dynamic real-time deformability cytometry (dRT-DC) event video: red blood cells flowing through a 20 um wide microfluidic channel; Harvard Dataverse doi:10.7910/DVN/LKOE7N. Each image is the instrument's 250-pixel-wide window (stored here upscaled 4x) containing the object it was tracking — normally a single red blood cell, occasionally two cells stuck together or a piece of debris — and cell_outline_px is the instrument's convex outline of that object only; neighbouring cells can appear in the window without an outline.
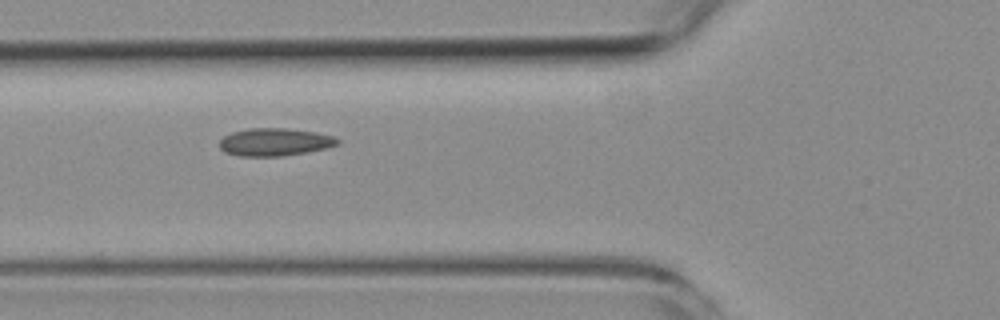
{"species": "common noctule bat (a hibernating species)", "species_latin": "Nyctalus noctula", "temperature_condition": "room temperature", "stored_images_in_passage": 5, "camera_frame_rate_fps": 3000, "um_per_image_px": 0.085, "animal": {"sex": "female", "body_mass_g": 19.3, "forearm_length_mm": 54.1}, "frame": {"image": 1, "passage_image": 4, "time_ms": 3.667, "image_size_px": [1000, 320], "cell_outline_px": [[340, 144], [308, 152], [284, 156], [240, 156], [224, 152], [220, 148], [220, 140], [224, 136], [232, 132], [248, 128], [288, 128], [316, 132], [332, 136], [340, 140]], "centroid_in_image_um": [23.35, 12.07], "position_along_channel_um": 102.4, "area_um2": 19.13}}
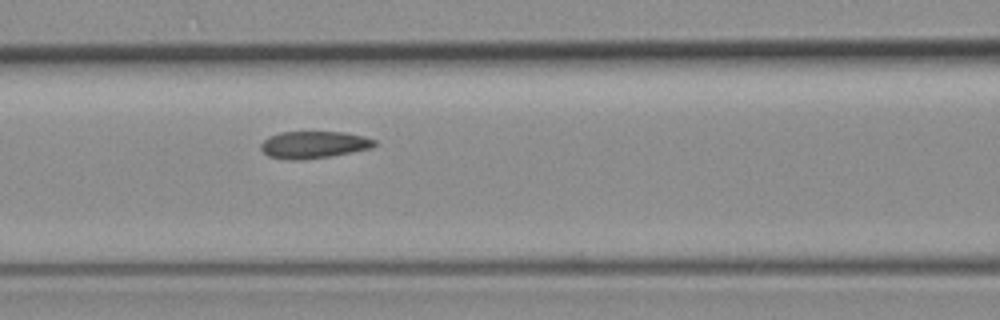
{"frame": {"image": 2, "passage_image": 5, "time_ms": 4.667, "image_size_px": [1000, 320], "cell_outline_px": [[376, 144], [372, 148], [332, 156], [304, 160], [288, 160], [268, 156], [260, 148], [260, 144], [268, 136], [280, 132], [344, 132], [364, 136], [376, 140]], "centroid_in_image_um": [26.66, 12.3], "position_along_channel_um": 139.9, "area_um2": 18.15}}